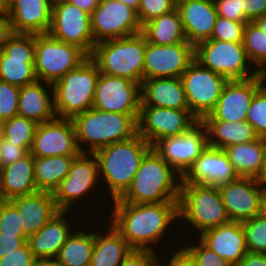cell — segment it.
Returning a JSON list of instances; mask_svg holds the SVG:
<instances>
[{"label":"cell","mask_w":266,"mask_h":266,"mask_svg":"<svg viewBox=\"0 0 266 266\" xmlns=\"http://www.w3.org/2000/svg\"><path fill=\"white\" fill-rule=\"evenodd\" d=\"M9 32L24 34L48 33L51 25V0H8Z\"/></svg>","instance_id":"obj_23"},{"label":"cell","mask_w":266,"mask_h":266,"mask_svg":"<svg viewBox=\"0 0 266 266\" xmlns=\"http://www.w3.org/2000/svg\"><path fill=\"white\" fill-rule=\"evenodd\" d=\"M218 16L236 22H249L244 12H239L238 0H214Z\"/></svg>","instance_id":"obj_49"},{"label":"cell","mask_w":266,"mask_h":266,"mask_svg":"<svg viewBox=\"0 0 266 266\" xmlns=\"http://www.w3.org/2000/svg\"><path fill=\"white\" fill-rule=\"evenodd\" d=\"M140 107L189 110L180 77L143 79Z\"/></svg>","instance_id":"obj_27"},{"label":"cell","mask_w":266,"mask_h":266,"mask_svg":"<svg viewBox=\"0 0 266 266\" xmlns=\"http://www.w3.org/2000/svg\"><path fill=\"white\" fill-rule=\"evenodd\" d=\"M194 59L228 81L246 80L260 74L250 65L243 42L201 41L194 46Z\"/></svg>","instance_id":"obj_8"},{"label":"cell","mask_w":266,"mask_h":266,"mask_svg":"<svg viewBox=\"0 0 266 266\" xmlns=\"http://www.w3.org/2000/svg\"><path fill=\"white\" fill-rule=\"evenodd\" d=\"M141 84L123 77L99 74L93 107L105 112L139 114Z\"/></svg>","instance_id":"obj_17"},{"label":"cell","mask_w":266,"mask_h":266,"mask_svg":"<svg viewBox=\"0 0 266 266\" xmlns=\"http://www.w3.org/2000/svg\"><path fill=\"white\" fill-rule=\"evenodd\" d=\"M238 178L224 149L208 145L181 176V184L219 187Z\"/></svg>","instance_id":"obj_22"},{"label":"cell","mask_w":266,"mask_h":266,"mask_svg":"<svg viewBox=\"0 0 266 266\" xmlns=\"http://www.w3.org/2000/svg\"><path fill=\"white\" fill-rule=\"evenodd\" d=\"M28 240L27 235L0 234V258L22 247Z\"/></svg>","instance_id":"obj_52"},{"label":"cell","mask_w":266,"mask_h":266,"mask_svg":"<svg viewBox=\"0 0 266 266\" xmlns=\"http://www.w3.org/2000/svg\"><path fill=\"white\" fill-rule=\"evenodd\" d=\"M20 88L0 80V120L18 115Z\"/></svg>","instance_id":"obj_44"},{"label":"cell","mask_w":266,"mask_h":266,"mask_svg":"<svg viewBox=\"0 0 266 266\" xmlns=\"http://www.w3.org/2000/svg\"><path fill=\"white\" fill-rule=\"evenodd\" d=\"M239 12H244L250 21L266 14V0H238Z\"/></svg>","instance_id":"obj_50"},{"label":"cell","mask_w":266,"mask_h":266,"mask_svg":"<svg viewBox=\"0 0 266 266\" xmlns=\"http://www.w3.org/2000/svg\"><path fill=\"white\" fill-rule=\"evenodd\" d=\"M30 153L27 148L16 146L3 138L0 142V168L15 163L17 160L24 158Z\"/></svg>","instance_id":"obj_47"},{"label":"cell","mask_w":266,"mask_h":266,"mask_svg":"<svg viewBox=\"0 0 266 266\" xmlns=\"http://www.w3.org/2000/svg\"><path fill=\"white\" fill-rule=\"evenodd\" d=\"M39 266H66L57 259H47L40 262Z\"/></svg>","instance_id":"obj_56"},{"label":"cell","mask_w":266,"mask_h":266,"mask_svg":"<svg viewBox=\"0 0 266 266\" xmlns=\"http://www.w3.org/2000/svg\"><path fill=\"white\" fill-rule=\"evenodd\" d=\"M108 230L94 232V248L90 266H119L132 248L127 241L108 223Z\"/></svg>","instance_id":"obj_32"},{"label":"cell","mask_w":266,"mask_h":266,"mask_svg":"<svg viewBox=\"0 0 266 266\" xmlns=\"http://www.w3.org/2000/svg\"><path fill=\"white\" fill-rule=\"evenodd\" d=\"M69 214L70 211L60 210L37 233L28 237L30 250L40 262L56 258L71 235L73 230L68 222Z\"/></svg>","instance_id":"obj_26"},{"label":"cell","mask_w":266,"mask_h":266,"mask_svg":"<svg viewBox=\"0 0 266 266\" xmlns=\"http://www.w3.org/2000/svg\"><path fill=\"white\" fill-rule=\"evenodd\" d=\"M18 115L37 124L55 119L52 84L37 80L20 87Z\"/></svg>","instance_id":"obj_29"},{"label":"cell","mask_w":266,"mask_h":266,"mask_svg":"<svg viewBox=\"0 0 266 266\" xmlns=\"http://www.w3.org/2000/svg\"><path fill=\"white\" fill-rule=\"evenodd\" d=\"M178 215L188 226L192 224L197 235L230 222L219 189L214 186L180 184Z\"/></svg>","instance_id":"obj_7"},{"label":"cell","mask_w":266,"mask_h":266,"mask_svg":"<svg viewBox=\"0 0 266 266\" xmlns=\"http://www.w3.org/2000/svg\"><path fill=\"white\" fill-rule=\"evenodd\" d=\"M218 189L230 221L244 222L263 213L264 186L258 179L239 177Z\"/></svg>","instance_id":"obj_20"},{"label":"cell","mask_w":266,"mask_h":266,"mask_svg":"<svg viewBox=\"0 0 266 266\" xmlns=\"http://www.w3.org/2000/svg\"><path fill=\"white\" fill-rule=\"evenodd\" d=\"M23 221L24 233L29 237L37 233L60 210L52 192L37 191L10 200Z\"/></svg>","instance_id":"obj_28"},{"label":"cell","mask_w":266,"mask_h":266,"mask_svg":"<svg viewBox=\"0 0 266 266\" xmlns=\"http://www.w3.org/2000/svg\"><path fill=\"white\" fill-rule=\"evenodd\" d=\"M57 1H61V0H51L52 3L57 2Z\"/></svg>","instance_id":"obj_64"},{"label":"cell","mask_w":266,"mask_h":266,"mask_svg":"<svg viewBox=\"0 0 266 266\" xmlns=\"http://www.w3.org/2000/svg\"><path fill=\"white\" fill-rule=\"evenodd\" d=\"M88 57L77 45L58 41L48 33L35 34L34 68L40 81L53 84Z\"/></svg>","instance_id":"obj_9"},{"label":"cell","mask_w":266,"mask_h":266,"mask_svg":"<svg viewBox=\"0 0 266 266\" xmlns=\"http://www.w3.org/2000/svg\"><path fill=\"white\" fill-rule=\"evenodd\" d=\"M246 121L259 137L266 138V82L255 92Z\"/></svg>","instance_id":"obj_40"},{"label":"cell","mask_w":266,"mask_h":266,"mask_svg":"<svg viewBox=\"0 0 266 266\" xmlns=\"http://www.w3.org/2000/svg\"><path fill=\"white\" fill-rule=\"evenodd\" d=\"M34 157L31 153L0 168V200H11L39 191L35 184Z\"/></svg>","instance_id":"obj_30"},{"label":"cell","mask_w":266,"mask_h":266,"mask_svg":"<svg viewBox=\"0 0 266 266\" xmlns=\"http://www.w3.org/2000/svg\"><path fill=\"white\" fill-rule=\"evenodd\" d=\"M207 146V132L199 121L189 131L179 136L163 138L157 141L152 148L182 176Z\"/></svg>","instance_id":"obj_16"},{"label":"cell","mask_w":266,"mask_h":266,"mask_svg":"<svg viewBox=\"0 0 266 266\" xmlns=\"http://www.w3.org/2000/svg\"><path fill=\"white\" fill-rule=\"evenodd\" d=\"M176 9L189 43L195 46L211 38L218 17L214 0H187Z\"/></svg>","instance_id":"obj_24"},{"label":"cell","mask_w":266,"mask_h":266,"mask_svg":"<svg viewBox=\"0 0 266 266\" xmlns=\"http://www.w3.org/2000/svg\"><path fill=\"white\" fill-rule=\"evenodd\" d=\"M236 266H266V254L247 252Z\"/></svg>","instance_id":"obj_53"},{"label":"cell","mask_w":266,"mask_h":266,"mask_svg":"<svg viewBox=\"0 0 266 266\" xmlns=\"http://www.w3.org/2000/svg\"><path fill=\"white\" fill-rule=\"evenodd\" d=\"M189 110L200 121L216 106L228 80L194 60L180 77Z\"/></svg>","instance_id":"obj_11"},{"label":"cell","mask_w":266,"mask_h":266,"mask_svg":"<svg viewBox=\"0 0 266 266\" xmlns=\"http://www.w3.org/2000/svg\"><path fill=\"white\" fill-rule=\"evenodd\" d=\"M151 148L137 133L128 140L110 144L93 153L98 161L100 182H106L112 201L119 199L129 188L143 157Z\"/></svg>","instance_id":"obj_3"},{"label":"cell","mask_w":266,"mask_h":266,"mask_svg":"<svg viewBox=\"0 0 266 266\" xmlns=\"http://www.w3.org/2000/svg\"><path fill=\"white\" fill-rule=\"evenodd\" d=\"M254 22L260 27V29L266 33V14L260 16L254 20Z\"/></svg>","instance_id":"obj_57"},{"label":"cell","mask_w":266,"mask_h":266,"mask_svg":"<svg viewBox=\"0 0 266 266\" xmlns=\"http://www.w3.org/2000/svg\"><path fill=\"white\" fill-rule=\"evenodd\" d=\"M158 252L132 249L119 266H157Z\"/></svg>","instance_id":"obj_48"},{"label":"cell","mask_w":266,"mask_h":266,"mask_svg":"<svg viewBox=\"0 0 266 266\" xmlns=\"http://www.w3.org/2000/svg\"><path fill=\"white\" fill-rule=\"evenodd\" d=\"M30 153L33 157L78 156L72 120L56 117L38 124Z\"/></svg>","instance_id":"obj_21"},{"label":"cell","mask_w":266,"mask_h":266,"mask_svg":"<svg viewBox=\"0 0 266 266\" xmlns=\"http://www.w3.org/2000/svg\"><path fill=\"white\" fill-rule=\"evenodd\" d=\"M207 132L208 145L224 149L231 145L252 142L259 138L247 121H200Z\"/></svg>","instance_id":"obj_33"},{"label":"cell","mask_w":266,"mask_h":266,"mask_svg":"<svg viewBox=\"0 0 266 266\" xmlns=\"http://www.w3.org/2000/svg\"><path fill=\"white\" fill-rule=\"evenodd\" d=\"M9 33L7 12H0V46L5 36Z\"/></svg>","instance_id":"obj_55"},{"label":"cell","mask_w":266,"mask_h":266,"mask_svg":"<svg viewBox=\"0 0 266 266\" xmlns=\"http://www.w3.org/2000/svg\"><path fill=\"white\" fill-rule=\"evenodd\" d=\"M95 44L134 35L142 31L137 12L119 0H100L91 14Z\"/></svg>","instance_id":"obj_15"},{"label":"cell","mask_w":266,"mask_h":266,"mask_svg":"<svg viewBox=\"0 0 266 266\" xmlns=\"http://www.w3.org/2000/svg\"><path fill=\"white\" fill-rule=\"evenodd\" d=\"M109 222L132 249L156 251L173 222L179 221L178 202L150 204L110 201ZM162 239V240H161Z\"/></svg>","instance_id":"obj_1"},{"label":"cell","mask_w":266,"mask_h":266,"mask_svg":"<svg viewBox=\"0 0 266 266\" xmlns=\"http://www.w3.org/2000/svg\"><path fill=\"white\" fill-rule=\"evenodd\" d=\"M146 38L142 32L95 44L90 57L99 71L106 75L123 77L142 83Z\"/></svg>","instance_id":"obj_5"},{"label":"cell","mask_w":266,"mask_h":266,"mask_svg":"<svg viewBox=\"0 0 266 266\" xmlns=\"http://www.w3.org/2000/svg\"><path fill=\"white\" fill-rule=\"evenodd\" d=\"M40 261L33 255L28 242L22 247L0 258V266H39Z\"/></svg>","instance_id":"obj_46"},{"label":"cell","mask_w":266,"mask_h":266,"mask_svg":"<svg viewBox=\"0 0 266 266\" xmlns=\"http://www.w3.org/2000/svg\"><path fill=\"white\" fill-rule=\"evenodd\" d=\"M224 151L239 177L259 178L264 165L266 138L231 145Z\"/></svg>","instance_id":"obj_31"},{"label":"cell","mask_w":266,"mask_h":266,"mask_svg":"<svg viewBox=\"0 0 266 266\" xmlns=\"http://www.w3.org/2000/svg\"><path fill=\"white\" fill-rule=\"evenodd\" d=\"M246 247L250 253L266 254V215L261 213L242 222Z\"/></svg>","instance_id":"obj_39"},{"label":"cell","mask_w":266,"mask_h":266,"mask_svg":"<svg viewBox=\"0 0 266 266\" xmlns=\"http://www.w3.org/2000/svg\"><path fill=\"white\" fill-rule=\"evenodd\" d=\"M7 1L8 0H0V12H7Z\"/></svg>","instance_id":"obj_60"},{"label":"cell","mask_w":266,"mask_h":266,"mask_svg":"<svg viewBox=\"0 0 266 266\" xmlns=\"http://www.w3.org/2000/svg\"><path fill=\"white\" fill-rule=\"evenodd\" d=\"M175 9L176 6L171 0H140L137 11L138 21L143 26L150 20Z\"/></svg>","instance_id":"obj_45"},{"label":"cell","mask_w":266,"mask_h":266,"mask_svg":"<svg viewBox=\"0 0 266 266\" xmlns=\"http://www.w3.org/2000/svg\"><path fill=\"white\" fill-rule=\"evenodd\" d=\"M180 184L181 176L151 148L119 200L139 204L178 202Z\"/></svg>","instance_id":"obj_2"},{"label":"cell","mask_w":266,"mask_h":266,"mask_svg":"<svg viewBox=\"0 0 266 266\" xmlns=\"http://www.w3.org/2000/svg\"><path fill=\"white\" fill-rule=\"evenodd\" d=\"M258 181L264 186L266 187V152H265V158H264V165H263V169L262 172L258 178Z\"/></svg>","instance_id":"obj_59"},{"label":"cell","mask_w":266,"mask_h":266,"mask_svg":"<svg viewBox=\"0 0 266 266\" xmlns=\"http://www.w3.org/2000/svg\"><path fill=\"white\" fill-rule=\"evenodd\" d=\"M76 156L34 157L35 184L40 191L53 192L68 174Z\"/></svg>","instance_id":"obj_35"},{"label":"cell","mask_w":266,"mask_h":266,"mask_svg":"<svg viewBox=\"0 0 266 266\" xmlns=\"http://www.w3.org/2000/svg\"><path fill=\"white\" fill-rule=\"evenodd\" d=\"M263 213L266 215V187H264L263 191Z\"/></svg>","instance_id":"obj_62"},{"label":"cell","mask_w":266,"mask_h":266,"mask_svg":"<svg viewBox=\"0 0 266 266\" xmlns=\"http://www.w3.org/2000/svg\"><path fill=\"white\" fill-rule=\"evenodd\" d=\"M100 71L89 56L77 68L52 84L54 109L59 118L72 119L93 107Z\"/></svg>","instance_id":"obj_6"},{"label":"cell","mask_w":266,"mask_h":266,"mask_svg":"<svg viewBox=\"0 0 266 266\" xmlns=\"http://www.w3.org/2000/svg\"><path fill=\"white\" fill-rule=\"evenodd\" d=\"M4 138V121L0 120V142Z\"/></svg>","instance_id":"obj_61"},{"label":"cell","mask_w":266,"mask_h":266,"mask_svg":"<svg viewBox=\"0 0 266 266\" xmlns=\"http://www.w3.org/2000/svg\"><path fill=\"white\" fill-rule=\"evenodd\" d=\"M243 44L248 59L259 72L266 71V33L254 22L249 21L244 27Z\"/></svg>","instance_id":"obj_37"},{"label":"cell","mask_w":266,"mask_h":266,"mask_svg":"<svg viewBox=\"0 0 266 266\" xmlns=\"http://www.w3.org/2000/svg\"><path fill=\"white\" fill-rule=\"evenodd\" d=\"M198 238L232 266L248 252L242 222L230 221L204 231Z\"/></svg>","instance_id":"obj_25"},{"label":"cell","mask_w":266,"mask_h":266,"mask_svg":"<svg viewBox=\"0 0 266 266\" xmlns=\"http://www.w3.org/2000/svg\"><path fill=\"white\" fill-rule=\"evenodd\" d=\"M181 248V249H180ZM177 247L176 251L170 252L173 253L169 255V258L166 257L167 261L161 260L159 257L157 258V266H196L194 259L190 256V254L182 247ZM165 262L167 264H165Z\"/></svg>","instance_id":"obj_51"},{"label":"cell","mask_w":266,"mask_h":266,"mask_svg":"<svg viewBox=\"0 0 266 266\" xmlns=\"http://www.w3.org/2000/svg\"><path fill=\"white\" fill-rule=\"evenodd\" d=\"M246 23L247 22H236L218 16L210 39L226 42H243Z\"/></svg>","instance_id":"obj_43"},{"label":"cell","mask_w":266,"mask_h":266,"mask_svg":"<svg viewBox=\"0 0 266 266\" xmlns=\"http://www.w3.org/2000/svg\"><path fill=\"white\" fill-rule=\"evenodd\" d=\"M194 241L195 243L191 245H189V242L185 241L187 245L185 246L183 243L182 247L194 259L196 266H232L229 262L207 247L199 238H197V241Z\"/></svg>","instance_id":"obj_42"},{"label":"cell","mask_w":266,"mask_h":266,"mask_svg":"<svg viewBox=\"0 0 266 266\" xmlns=\"http://www.w3.org/2000/svg\"><path fill=\"white\" fill-rule=\"evenodd\" d=\"M38 124L16 115L4 121V138L16 146L31 150Z\"/></svg>","instance_id":"obj_38"},{"label":"cell","mask_w":266,"mask_h":266,"mask_svg":"<svg viewBox=\"0 0 266 266\" xmlns=\"http://www.w3.org/2000/svg\"><path fill=\"white\" fill-rule=\"evenodd\" d=\"M35 34L9 32L0 46V80L23 87L36 82Z\"/></svg>","instance_id":"obj_10"},{"label":"cell","mask_w":266,"mask_h":266,"mask_svg":"<svg viewBox=\"0 0 266 266\" xmlns=\"http://www.w3.org/2000/svg\"><path fill=\"white\" fill-rule=\"evenodd\" d=\"M119 1L133 8L136 12L138 11L140 0H119Z\"/></svg>","instance_id":"obj_58"},{"label":"cell","mask_w":266,"mask_h":266,"mask_svg":"<svg viewBox=\"0 0 266 266\" xmlns=\"http://www.w3.org/2000/svg\"><path fill=\"white\" fill-rule=\"evenodd\" d=\"M265 82L263 73L246 80L228 81L215 108L200 121H246L252 98Z\"/></svg>","instance_id":"obj_18"},{"label":"cell","mask_w":266,"mask_h":266,"mask_svg":"<svg viewBox=\"0 0 266 266\" xmlns=\"http://www.w3.org/2000/svg\"><path fill=\"white\" fill-rule=\"evenodd\" d=\"M194 45H156L146 40L143 79L181 77L194 61Z\"/></svg>","instance_id":"obj_19"},{"label":"cell","mask_w":266,"mask_h":266,"mask_svg":"<svg viewBox=\"0 0 266 266\" xmlns=\"http://www.w3.org/2000/svg\"><path fill=\"white\" fill-rule=\"evenodd\" d=\"M138 116L105 112L94 107L76 115L71 120L80 152L94 153L102 147L132 138L137 134Z\"/></svg>","instance_id":"obj_4"},{"label":"cell","mask_w":266,"mask_h":266,"mask_svg":"<svg viewBox=\"0 0 266 266\" xmlns=\"http://www.w3.org/2000/svg\"><path fill=\"white\" fill-rule=\"evenodd\" d=\"M48 34L58 41L79 46L89 56L95 47L91 15L65 0L52 3Z\"/></svg>","instance_id":"obj_13"},{"label":"cell","mask_w":266,"mask_h":266,"mask_svg":"<svg viewBox=\"0 0 266 266\" xmlns=\"http://www.w3.org/2000/svg\"><path fill=\"white\" fill-rule=\"evenodd\" d=\"M141 32L147 42L156 45H173L187 41L177 9L145 23Z\"/></svg>","instance_id":"obj_34"},{"label":"cell","mask_w":266,"mask_h":266,"mask_svg":"<svg viewBox=\"0 0 266 266\" xmlns=\"http://www.w3.org/2000/svg\"><path fill=\"white\" fill-rule=\"evenodd\" d=\"M199 122L190 110L140 107L137 133L151 146L170 136H179Z\"/></svg>","instance_id":"obj_14"},{"label":"cell","mask_w":266,"mask_h":266,"mask_svg":"<svg viewBox=\"0 0 266 266\" xmlns=\"http://www.w3.org/2000/svg\"><path fill=\"white\" fill-rule=\"evenodd\" d=\"M171 1L175 4V6H177L178 4L185 2L187 0H171Z\"/></svg>","instance_id":"obj_63"},{"label":"cell","mask_w":266,"mask_h":266,"mask_svg":"<svg viewBox=\"0 0 266 266\" xmlns=\"http://www.w3.org/2000/svg\"><path fill=\"white\" fill-rule=\"evenodd\" d=\"M0 234L26 235L21 216L10 200H0Z\"/></svg>","instance_id":"obj_41"},{"label":"cell","mask_w":266,"mask_h":266,"mask_svg":"<svg viewBox=\"0 0 266 266\" xmlns=\"http://www.w3.org/2000/svg\"><path fill=\"white\" fill-rule=\"evenodd\" d=\"M65 1L70 2L73 5H76L78 8L82 9L83 11L91 15L92 12L98 7L100 0H65Z\"/></svg>","instance_id":"obj_54"},{"label":"cell","mask_w":266,"mask_h":266,"mask_svg":"<svg viewBox=\"0 0 266 266\" xmlns=\"http://www.w3.org/2000/svg\"><path fill=\"white\" fill-rule=\"evenodd\" d=\"M99 182L96 156L93 153H80L74 158L68 174L52 192L57 208L73 213L75 208L72 206L85 196L87 199L97 189Z\"/></svg>","instance_id":"obj_12"},{"label":"cell","mask_w":266,"mask_h":266,"mask_svg":"<svg viewBox=\"0 0 266 266\" xmlns=\"http://www.w3.org/2000/svg\"><path fill=\"white\" fill-rule=\"evenodd\" d=\"M94 248V232L73 231L55 259L66 266H90Z\"/></svg>","instance_id":"obj_36"}]
</instances>
